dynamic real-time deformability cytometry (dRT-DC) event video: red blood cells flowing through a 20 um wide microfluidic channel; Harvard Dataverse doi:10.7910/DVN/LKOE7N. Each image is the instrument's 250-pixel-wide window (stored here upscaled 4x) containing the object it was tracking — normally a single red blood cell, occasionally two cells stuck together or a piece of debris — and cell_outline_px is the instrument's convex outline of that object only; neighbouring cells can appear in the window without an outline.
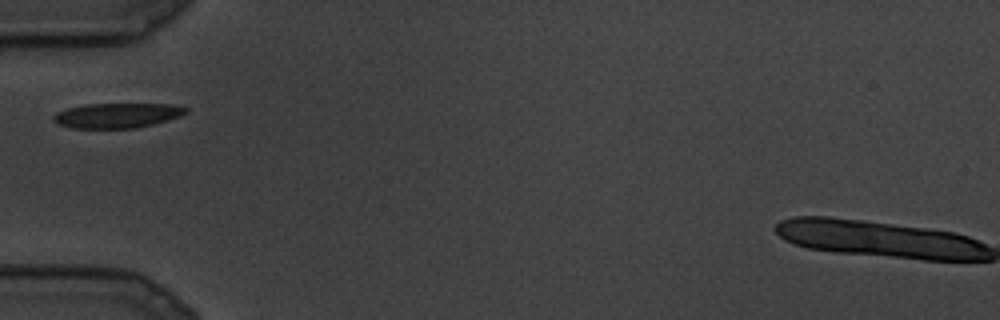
{"species": "common noctule bat (a hibernating species)", "species_latin": "Nyctalus noctula", "temperature_condition": "cold", "stored_images_in_passage": 2, "camera_frame_rate_fps": 3000, "um_per_image_px": 0.085, "animal": {"sex": "male", "body_mass_g": 19.5, "forearm_length_mm": 54.6}, "frame": {"image": 1, "passage_image": 1, "time_ms": 0.0, "image_size_px": [1000, 320], "cell_outline_px": [[188, 112], [180, 116], [168, 120], [136, 128], [72, 128], [60, 124], [52, 120], [52, 116], [56, 112], [68, 108], [84, 104], [172, 104], [188, 108]], "centroid_in_image_um": [9.95, 9.81], "position_along_channel_um": 75.0, "area_um2": 19.19}}